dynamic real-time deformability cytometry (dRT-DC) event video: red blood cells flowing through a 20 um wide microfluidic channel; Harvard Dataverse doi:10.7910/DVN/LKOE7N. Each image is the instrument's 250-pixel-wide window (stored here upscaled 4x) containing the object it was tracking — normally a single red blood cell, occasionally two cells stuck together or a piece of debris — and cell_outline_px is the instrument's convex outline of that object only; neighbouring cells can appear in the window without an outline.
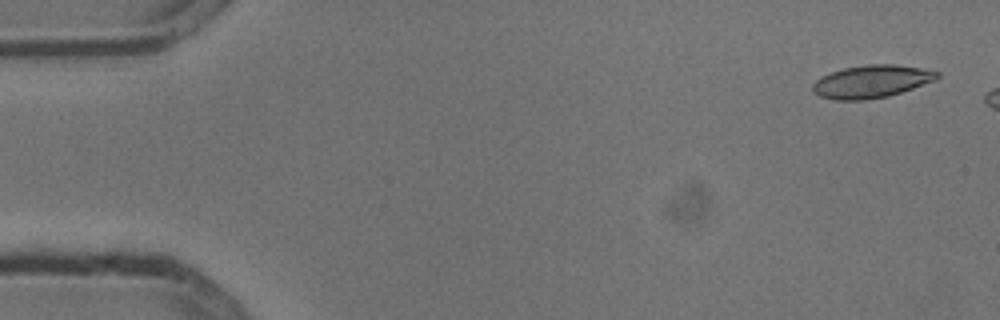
{"species": "common noctule bat (a hibernating species)", "species_latin": "Nyctalus noctula", "temperature_condition": "cold", "stored_images_in_passage": 3, "camera_frame_rate_fps": 3000, "um_per_image_px": 0.085, "animal": {"sex": "male", "body_mass_g": 13.3}, "frame": {"image": 1, "passage_image": 1, "time_ms": 0.0, "image_size_px": [1000, 320], "cell_outline_px": [[940, 76], [936, 80], [888, 96], [864, 100], [832, 100], [820, 96], [812, 92], [812, 84], [820, 76], [844, 68], [868, 64], [896, 64], [920, 68], [940, 72]], "centroid_in_image_um": [74.05, 6.93], "position_along_channel_um": 11.0, "area_um2": 23.76}}